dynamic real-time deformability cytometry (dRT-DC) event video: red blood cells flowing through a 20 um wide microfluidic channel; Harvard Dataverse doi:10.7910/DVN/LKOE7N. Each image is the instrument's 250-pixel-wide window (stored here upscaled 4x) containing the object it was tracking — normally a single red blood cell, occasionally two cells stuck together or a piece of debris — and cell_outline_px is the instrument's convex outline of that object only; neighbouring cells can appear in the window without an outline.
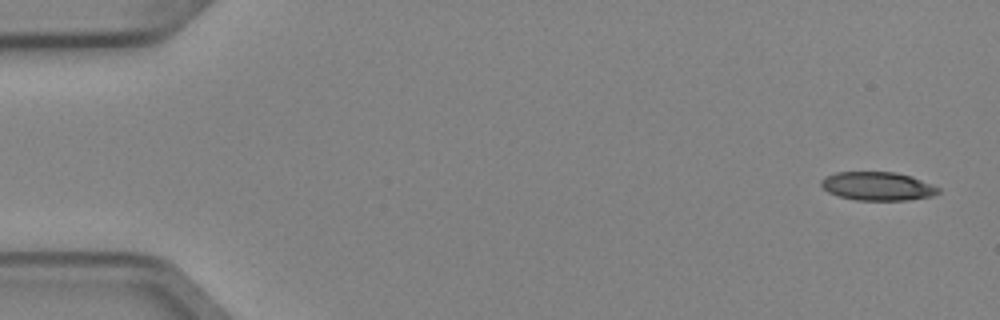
{"species": "Egyptian fruit bat (a non-hibernating species)", "species_latin": "Rousettus aegyptiacus", "temperature_condition": "cold", "stored_images_in_passage": 4, "camera_frame_rate_fps": 3000, "um_per_image_px": 0.085, "animal": {"sex": "female"}, "frame": {"image": 1, "passage_image": 1, "time_ms": 0.0, "image_size_px": [1000, 320], "cell_outline_px": [[940, 192], [932, 196], [908, 200], [856, 200], [840, 196], [828, 192], [820, 184], [820, 180], [836, 172], [896, 172], [912, 176], [940, 188]], "centroid_in_image_um": [74.61, 15.82], "position_along_channel_um": 10.4, "area_um2": 19.42}}
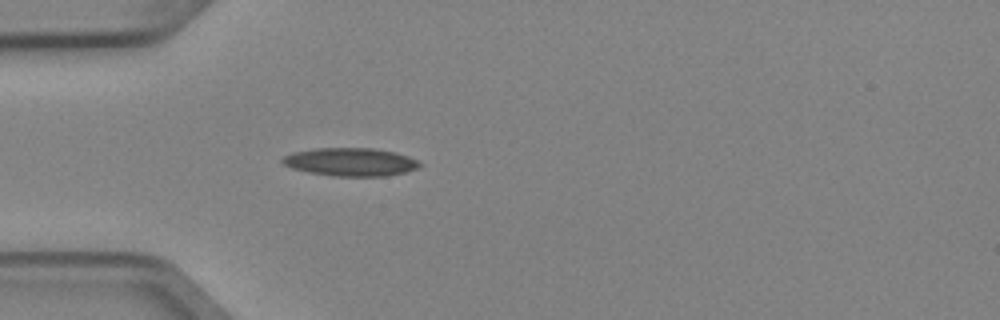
{"frame": {"image": 2, "passage_image": 4, "time_ms": 1.0, "image_size_px": [1000, 320], "cell_outline_px": [[424, 164], [416, 168], [404, 172], [388, 176], [332, 176], [308, 172], [292, 168], [284, 164], [280, 160], [284, 156], [292, 152], [316, 148], [372, 148], [396, 152], [408, 156]], "centroid_in_image_um": [29.79, 13.76], "position_along_channel_um": 55.2, "area_um2": 22.54}}